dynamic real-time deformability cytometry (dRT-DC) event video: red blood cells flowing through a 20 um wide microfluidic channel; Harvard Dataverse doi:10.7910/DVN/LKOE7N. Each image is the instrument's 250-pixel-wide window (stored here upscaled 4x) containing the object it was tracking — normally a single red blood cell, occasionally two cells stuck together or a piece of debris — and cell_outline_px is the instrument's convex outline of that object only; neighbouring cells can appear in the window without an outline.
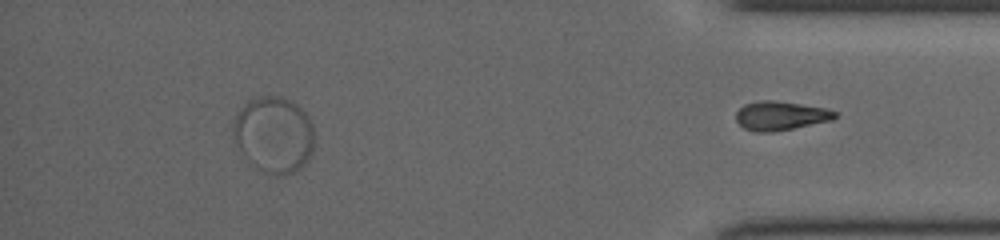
{"species": "common noctule bat (a hibernating species)", "species_latin": "Nyctalus noctula", "temperature_condition": "cold", "stored_images_in_passage": 41, "segment_of_instrument_passage": [2, 2], "camera_frame_rate_fps": 3000, "um_per_image_px": 0.085, "animal": {"sex": "female", "body_mass_g": 19.5, "forearm_length_mm": 54.1}, "frame": {"image": 1, "passage_image": 41, "time_ms": 13.333, "image_size_px": [1000, 240], "cell_outline_px": [[836, 116], [832, 120], [772, 132], [756, 132], [744, 128], [736, 120], [736, 112], [744, 104], [760, 100], [776, 100], [824, 108], [836, 112]], "centroid_in_image_um": [66.31, 9.83], "position_along_channel_um": 368.9, "area_um2": 16.53}}